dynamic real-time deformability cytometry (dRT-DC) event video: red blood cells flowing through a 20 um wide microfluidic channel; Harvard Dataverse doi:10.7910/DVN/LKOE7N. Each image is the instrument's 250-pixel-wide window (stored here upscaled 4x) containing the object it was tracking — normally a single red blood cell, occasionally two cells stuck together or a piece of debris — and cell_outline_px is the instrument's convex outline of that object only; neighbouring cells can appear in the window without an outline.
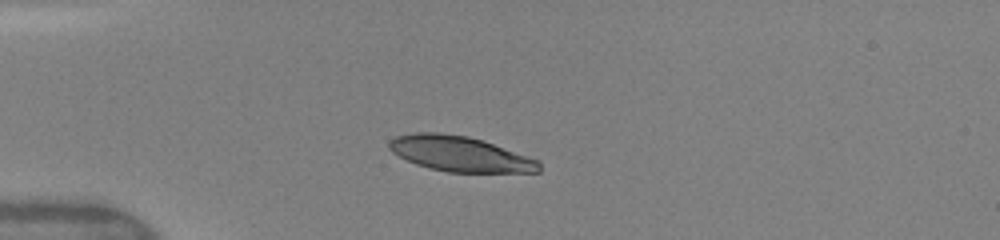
{"species": "human", "species_latin": "Homo sapiens", "temperature_condition": "warm", "stored_images_in_passage": 6, "camera_frame_rate_fps": 3000, "um_per_image_px": 0.085, "donor": {"sex": "female"}, "frame": {"image": 1, "passage_image": 1, "time_ms": 0.0, "image_size_px": [1000, 240], "cell_outline_px": [[540, 172], [448, 172], [428, 168], [416, 164], [392, 152], [388, 148], [388, 140], [396, 136], [416, 132], [440, 132], [468, 136], [484, 140], [540, 160]], "centroid_in_image_um": [39.1, 13.07], "position_along_channel_um": 45.9, "area_um2": 31.04}}